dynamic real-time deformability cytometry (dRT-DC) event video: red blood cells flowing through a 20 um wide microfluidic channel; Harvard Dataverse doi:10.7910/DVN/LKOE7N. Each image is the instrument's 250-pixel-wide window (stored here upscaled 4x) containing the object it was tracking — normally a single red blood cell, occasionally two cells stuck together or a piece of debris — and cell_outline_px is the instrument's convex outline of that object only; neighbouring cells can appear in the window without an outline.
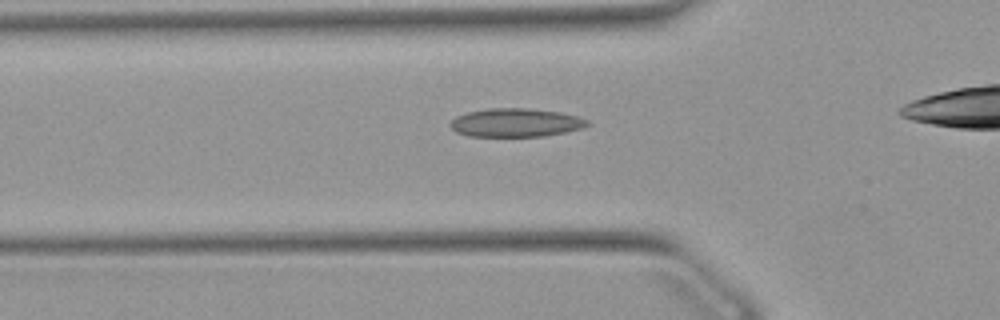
{"species": "Egyptian fruit bat (a non-hibernating species)", "species_latin": "Rousettus aegyptiacus", "temperature_condition": "warm", "stored_images_in_passage": 36, "camera_frame_rate_fps": 3000, "um_per_image_px": 0.085, "animal": {"sex": "female"}, "frame": {"image": 1, "passage_image": 11, "time_ms": 3.333, "image_size_px": [1000, 320], "cell_outline_px": [[592, 124], [584, 128], [544, 136], [468, 136], [456, 132], [448, 124], [456, 116], [468, 112], [488, 108], [532, 108], [560, 112], [580, 116], [588, 120]], "centroid_in_image_um": [43.88, 10.42], "position_along_channel_um": 81.9, "area_um2": 23.0}}
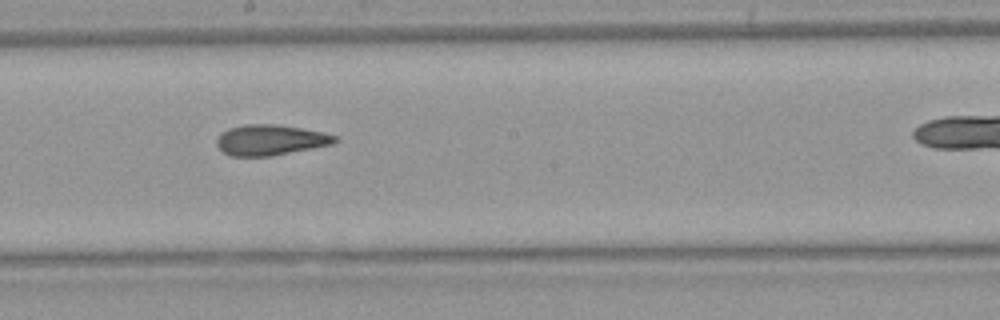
{"frame": {"image": 2, "passage_image": 22, "time_ms": 7.0, "image_size_px": [1000, 320], "cell_outline_px": [[340, 140], [332, 144], [272, 156], [228, 156], [216, 144], [216, 140], [228, 128], [244, 124], [280, 124], [324, 132], [336, 136]], "centroid_in_image_um": [23.01, 11.89], "position_along_channel_um": 225.2, "area_um2": 21.1}}
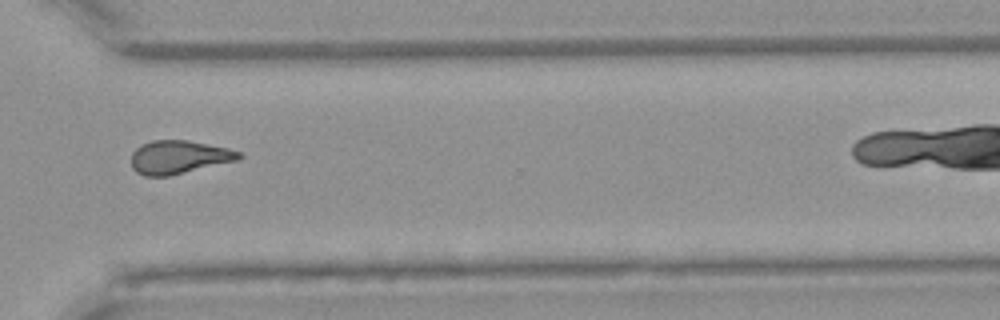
{"frame": {"image": 3, "passage_image": 32, "time_ms": 10.333, "image_size_px": [1000, 320], "cell_outline_px": [[244, 156], [240, 160], [168, 176], [144, 176], [136, 172], [132, 168], [132, 152], [140, 144], [152, 140], [188, 140], [228, 148], [240, 152]], "centroid_in_image_um": [15.21, 13.35], "position_along_channel_um": 355.4, "area_um2": 21.1}}